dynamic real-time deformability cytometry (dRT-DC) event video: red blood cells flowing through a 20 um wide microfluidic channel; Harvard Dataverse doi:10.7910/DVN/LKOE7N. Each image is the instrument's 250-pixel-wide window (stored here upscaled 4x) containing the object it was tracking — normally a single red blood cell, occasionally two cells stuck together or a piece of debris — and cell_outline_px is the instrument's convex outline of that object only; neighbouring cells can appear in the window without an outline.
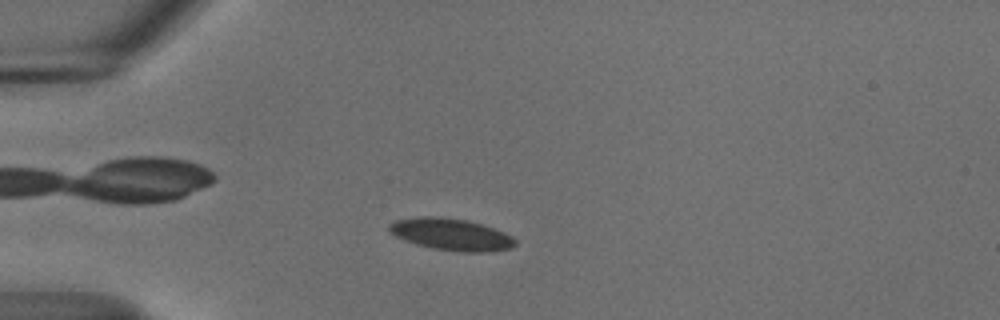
{"species": "common noctule bat (a hibernating species)", "species_latin": "Nyctalus noctula", "temperature_condition": "cold", "stored_images_in_passage": 52, "camera_frame_rate_fps": 3000, "um_per_image_px": 0.085, "animal": {"sex": "male", "body_mass_g": 18.8}, "frame": {"image": 1, "passage_image": 12, "time_ms": 3.667, "image_size_px": [1000, 320], "cell_outline_px": [[516, 244], [512, 248], [488, 252], [460, 252], [432, 248], [416, 244], [404, 240], [388, 232], [388, 224], [396, 220], [424, 216], [432, 216], [468, 220], [504, 232], [512, 236], [516, 240]], "centroid_in_image_um": [38.34, 19.93], "position_along_channel_um": 46.7, "area_um2": 23.41}}
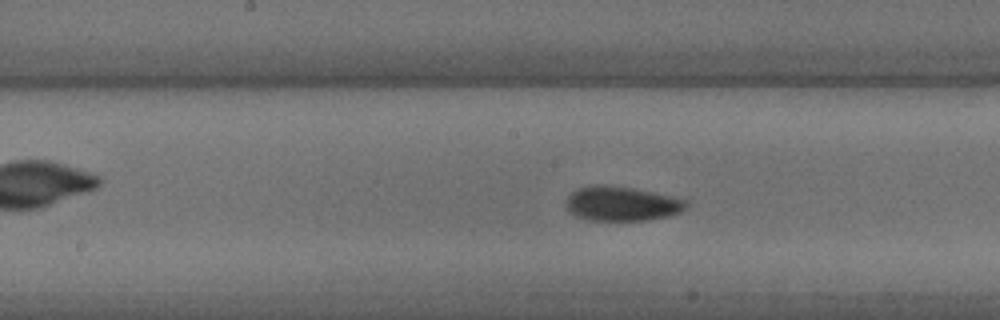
{"frame": {"image": 2, "passage_image": 26, "time_ms": 8.333, "image_size_px": [1000, 320], "cell_outline_px": [[688, 204], [680, 212], [672, 216], [648, 220], [588, 220], [576, 216], [568, 212], [564, 204], [568, 196], [572, 192], [580, 188], [596, 184], [604, 184], [632, 188], [672, 196], [684, 200]], "centroid_in_image_um": [52.81, 17.32], "position_along_channel_um": 195.4, "area_um2": 24.22}}
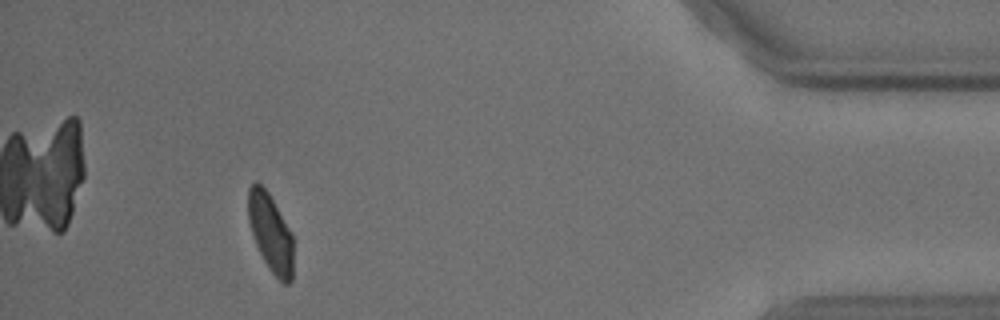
{"frame": {"image": 3, "passage_image": 48, "time_ms": 15.667, "image_size_px": [1000, 320], "cell_outline_px": [[292, 280], [288, 284], [284, 284], [268, 268], [256, 244], [248, 220], [248, 188], [256, 180], [268, 192], [288, 228], [292, 236]], "centroid_in_image_um": [22.98, 19.78], "position_along_channel_um": 412.2, "area_um2": 20.06}, "authors_computed_cell_mechanics": {"area_um2": 22.5998, "velocity_mm_per_s": 3.6657, "shape_relaxation_time_tau1_ms": 4.2094, "shape_relaxation_time_tau2_ms": 5.5993, "deformation_change_tau1": 0.0842, "deformation_change_tau2": 0.058}}